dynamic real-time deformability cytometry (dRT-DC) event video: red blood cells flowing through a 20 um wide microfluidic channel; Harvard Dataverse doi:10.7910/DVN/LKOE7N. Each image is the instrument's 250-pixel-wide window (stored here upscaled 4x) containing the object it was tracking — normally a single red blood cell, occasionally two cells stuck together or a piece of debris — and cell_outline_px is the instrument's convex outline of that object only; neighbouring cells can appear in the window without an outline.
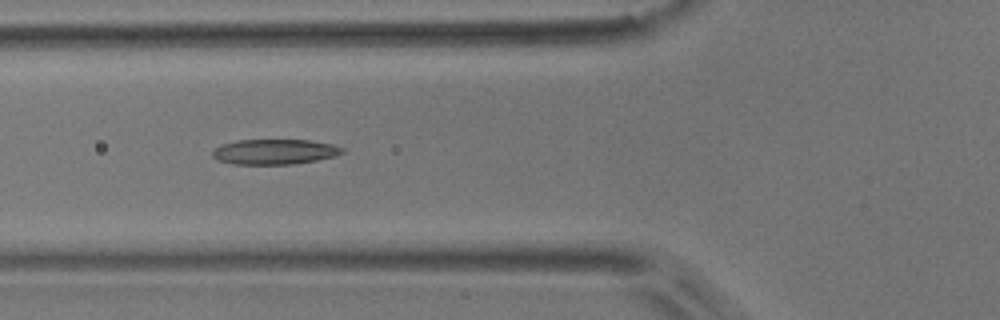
{"species": "common noctule bat (a hibernating species)", "species_latin": "Nyctalus noctula", "temperature_condition": "room temperature", "stored_images_in_passage": 4, "camera_frame_rate_fps": 3000, "um_per_image_px": 0.085, "animal": {"sex": "male", "body_mass_g": 17.9}, "frame": {"image": 1, "passage_image": 3, "time_ms": 0.667, "image_size_px": [1000, 320], "cell_outline_px": [[344, 152], [332, 156], [316, 160], [292, 164], [232, 164], [216, 160], [212, 156], [212, 152], [220, 144], [236, 140], [312, 140], [332, 144], [344, 148]], "centroid_in_image_um": [23.3, 12.89], "position_along_channel_um": 102.5, "area_um2": 19.07}}
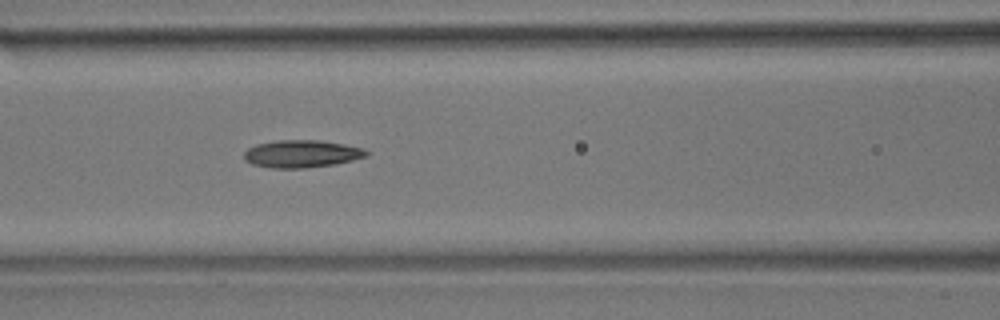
{"frame": {"image": 2, "passage_image": 4, "time_ms": 1.0, "image_size_px": [1000, 320], "cell_outline_px": [[368, 156], [336, 164], [304, 168], [272, 168], [252, 164], [244, 160], [244, 152], [248, 148], [256, 144], [276, 140], [320, 140], [364, 148], [368, 152]], "centroid_in_image_um": [25.63, 13.07], "position_along_channel_um": 141.0, "area_um2": 19.65}}